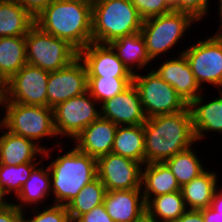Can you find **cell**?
Returning a JSON list of instances; mask_svg holds the SVG:
<instances>
[{"mask_svg": "<svg viewBox=\"0 0 222 222\" xmlns=\"http://www.w3.org/2000/svg\"><path fill=\"white\" fill-rule=\"evenodd\" d=\"M192 147L194 148V146H191L165 161L175 175L180 187L198 177L206 169Z\"/></svg>", "mask_w": 222, "mask_h": 222, "instance_id": "obj_30", "label": "cell"}, {"mask_svg": "<svg viewBox=\"0 0 222 222\" xmlns=\"http://www.w3.org/2000/svg\"><path fill=\"white\" fill-rule=\"evenodd\" d=\"M103 204L114 222H139L146 216L142 189L106 191Z\"/></svg>", "mask_w": 222, "mask_h": 222, "instance_id": "obj_17", "label": "cell"}, {"mask_svg": "<svg viewBox=\"0 0 222 222\" xmlns=\"http://www.w3.org/2000/svg\"><path fill=\"white\" fill-rule=\"evenodd\" d=\"M16 222H27L25 217L21 216Z\"/></svg>", "mask_w": 222, "mask_h": 222, "instance_id": "obj_46", "label": "cell"}, {"mask_svg": "<svg viewBox=\"0 0 222 222\" xmlns=\"http://www.w3.org/2000/svg\"><path fill=\"white\" fill-rule=\"evenodd\" d=\"M139 222H154L153 220L147 218L146 216Z\"/></svg>", "mask_w": 222, "mask_h": 222, "instance_id": "obj_44", "label": "cell"}, {"mask_svg": "<svg viewBox=\"0 0 222 222\" xmlns=\"http://www.w3.org/2000/svg\"><path fill=\"white\" fill-rule=\"evenodd\" d=\"M23 215V211L12 202L0 209V222H16Z\"/></svg>", "mask_w": 222, "mask_h": 222, "instance_id": "obj_38", "label": "cell"}, {"mask_svg": "<svg viewBox=\"0 0 222 222\" xmlns=\"http://www.w3.org/2000/svg\"><path fill=\"white\" fill-rule=\"evenodd\" d=\"M27 64L52 72L63 69L79 57V52L67 41L43 31L34 24L27 35Z\"/></svg>", "mask_w": 222, "mask_h": 222, "instance_id": "obj_7", "label": "cell"}, {"mask_svg": "<svg viewBox=\"0 0 222 222\" xmlns=\"http://www.w3.org/2000/svg\"><path fill=\"white\" fill-rule=\"evenodd\" d=\"M143 130L145 164L165 162L197 143L189 106L181 112L147 118Z\"/></svg>", "mask_w": 222, "mask_h": 222, "instance_id": "obj_1", "label": "cell"}, {"mask_svg": "<svg viewBox=\"0 0 222 222\" xmlns=\"http://www.w3.org/2000/svg\"><path fill=\"white\" fill-rule=\"evenodd\" d=\"M132 83L138 90L147 118L181 112L188 107L175 89L153 69L146 75L135 73Z\"/></svg>", "mask_w": 222, "mask_h": 222, "instance_id": "obj_8", "label": "cell"}, {"mask_svg": "<svg viewBox=\"0 0 222 222\" xmlns=\"http://www.w3.org/2000/svg\"><path fill=\"white\" fill-rule=\"evenodd\" d=\"M132 82L133 78L88 77V91L100 106L106 100L122 93Z\"/></svg>", "mask_w": 222, "mask_h": 222, "instance_id": "obj_32", "label": "cell"}, {"mask_svg": "<svg viewBox=\"0 0 222 222\" xmlns=\"http://www.w3.org/2000/svg\"><path fill=\"white\" fill-rule=\"evenodd\" d=\"M25 64V36L0 37V82L4 85Z\"/></svg>", "mask_w": 222, "mask_h": 222, "instance_id": "obj_27", "label": "cell"}, {"mask_svg": "<svg viewBox=\"0 0 222 222\" xmlns=\"http://www.w3.org/2000/svg\"><path fill=\"white\" fill-rule=\"evenodd\" d=\"M43 166V163L40 164V167L38 164V166L32 170L30 177L23 184L21 191L16 196L18 203L13 204L22 211H24L27 206L37 207V204L39 205L41 201L51 196L50 170L48 166L46 168H43Z\"/></svg>", "mask_w": 222, "mask_h": 222, "instance_id": "obj_25", "label": "cell"}, {"mask_svg": "<svg viewBox=\"0 0 222 222\" xmlns=\"http://www.w3.org/2000/svg\"><path fill=\"white\" fill-rule=\"evenodd\" d=\"M100 107L101 117L118 126L143 125L147 120L133 83L122 93L103 102Z\"/></svg>", "mask_w": 222, "mask_h": 222, "instance_id": "obj_14", "label": "cell"}, {"mask_svg": "<svg viewBox=\"0 0 222 222\" xmlns=\"http://www.w3.org/2000/svg\"><path fill=\"white\" fill-rule=\"evenodd\" d=\"M182 53L188 60L197 83H204L222 90V35L214 34L190 45Z\"/></svg>", "mask_w": 222, "mask_h": 222, "instance_id": "obj_9", "label": "cell"}, {"mask_svg": "<svg viewBox=\"0 0 222 222\" xmlns=\"http://www.w3.org/2000/svg\"><path fill=\"white\" fill-rule=\"evenodd\" d=\"M174 222H205L201 210L188 209Z\"/></svg>", "mask_w": 222, "mask_h": 222, "instance_id": "obj_39", "label": "cell"}, {"mask_svg": "<svg viewBox=\"0 0 222 222\" xmlns=\"http://www.w3.org/2000/svg\"><path fill=\"white\" fill-rule=\"evenodd\" d=\"M84 1H86L87 3H90L91 5H93L94 3L99 2L101 0H84Z\"/></svg>", "mask_w": 222, "mask_h": 222, "instance_id": "obj_45", "label": "cell"}, {"mask_svg": "<svg viewBox=\"0 0 222 222\" xmlns=\"http://www.w3.org/2000/svg\"><path fill=\"white\" fill-rule=\"evenodd\" d=\"M118 125L101 116L88 125L73 141L80 151L94 158L112 152Z\"/></svg>", "mask_w": 222, "mask_h": 222, "instance_id": "obj_18", "label": "cell"}, {"mask_svg": "<svg viewBox=\"0 0 222 222\" xmlns=\"http://www.w3.org/2000/svg\"><path fill=\"white\" fill-rule=\"evenodd\" d=\"M24 9L33 17L36 18L52 0H17Z\"/></svg>", "mask_w": 222, "mask_h": 222, "instance_id": "obj_37", "label": "cell"}, {"mask_svg": "<svg viewBox=\"0 0 222 222\" xmlns=\"http://www.w3.org/2000/svg\"><path fill=\"white\" fill-rule=\"evenodd\" d=\"M216 173L206 170L181 187L180 191L187 209L202 210L211 206L215 191L218 189Z\"/></svg>", "mask_w": 222, "mask_h": 222, "instance_id": "obj_23", "label": "cell"}, {"mask_svg": "<svg viewBox=\"0 0 222 222\" xmlns=\"http://www.w3.org/2000/svg\"><path fill=\"white\" fill-rule=\"evenodd\" d=\"M6 199L8 198L3 194L0 188V209L5 207L8 203H10V201Z\"/></svg>", "mask_w": 222, "mask_h": 222, "instance_id": "obj_43", "label": "cell"}, {"mask_svg": "<svg viewBox=\"0 0 222 222\" xmlns=\"http://www.w3.org/2000/svg\"><path fill=\"white\" fill-rule=\"evenodd\" d=\"M201 212L205 222H222V212L215 211L211 206Z\"/></svg>", "mask_w": 222, "mask_h": 222, "instance_id": "obj_40", "label": "cell"}, {"mask_svg": "<svg viewBox=\"0 0 222 222\" xmlns=\"http://www.w3.org/2000/svg\"><path fill=\"white\" fill-rule=\"evenodd\" d=\"M145 207L146 217L154 222H174L188 210L181 191L152 197Z\"/></svg>", "mask_w": 222, "mask_h": 222, "instance_id": "obj_28", "label": "cell"}, {"mask_svg": "<svg viewBox=\"0 0 222 222\" xmlns=\"http://www.w3.org/2000/svg\"><path fill=\"white\" fill-rule=\"evenodd\" d=\"M118 58L123 62L128 71L135 75L136 69L142 70L151 64L152 60L147 54L146 44L141 32L120 37L109 43Z\"/></svg>", "mask_w": 222, "mask_h": 222, "instance_id": "obj_22", "label": "cell"}, {"mask_svg": "<svg viewBox=\"0 0 222 222\" xmlns=\"http://www.w3.org/2000/svg\"><path fill=\"white\" fill-rule=\"evenodd\" d=\"M74 222H114L107 214L104 204L94 207L88 213L79 216Z\"/></svg>", "mask_w": 222, "mask_h": 222, "instance_id": "obj_36", "label": "cell"}, {"mask_svg": "<svg viewBox=\"0 0 222 222\" xmlns=\"http://www.w3.org/2000/svg\"><path fill=\"white\" fill-rule=\"evenodd\" d=\"M98 104L89 91L59 103L53 108L57 138L60 135L74 140L101 116V107Z\"/></svg>", "mask_w": 222, "mask_h": 222, "instance_id": "obj_10", "label": "cell"}, {"mask_svg": "<svg viewBox=\"0 0 222 222\" xmlns=\"http://www.w3.org/2000/svg\"><path fill=\"white\" fill-rule=\"evenodd\" d=\"M177 58H166L155 73L171 85L183 101L189 106L202 93V88L197 83L187 58L179 52Z\"/></svg>", "mask_w": 222, "mask_h": 222, "instance_id": "obj_15", "label": "cell"}, {"mask_svg": "<svg viewBox=\"0 0 222 222\" xmlns=\"http://www.w3.org/2000/svg\"><path fill=\"white\" fill-rule=\"evenodd\" d=\"M62 154V155H61ZM50 161L52 204L66 206L79 191L97 178V159L80 152L75 146Z\"/></svg>", "mask_w": 222, "mask_h": 222, "instance_id": "obj_3", "label": "cell"}, {"mask_svg": "<svg viewBox=\"0 0 222 222\" xmlns=\"http://www.w3.org/2000/svg\"><path fill=\"white\" fill-rule=\"evenodd\" d=\"M38 163L40 161L26 162L19 165H3L0 163V188L3 194L8 197L7 195L14 192L16 197Z\"/></svg>", "mask_w": 222, "mask_h": 222, "instance_id": "obj_31", "label": "cell"}, {"mask_svg": "<svg viewBox=\"0 0 222 222\" xmlns=\"http://www.w3.org/2000/svg\"><path fill=\"white\" fill-rule=\"evenodd\" d=\"M51 205L52 206H48V208L43 209L41 212L37 209V205V207L31 208L33 210L31 211V214H33L32 217H27L24 211L22 216L26 217L27 222H72L66 206L59 204Z\"/></svg>", "mask_w": 222, "mask_h": 222, "instance_id": "obj_33", "label": "cell"}, {"mask_svg": "<svg viewBox=\"0 0 222 222\" xmlns=\"http://www.w3.org/2000/svg\"><path fill=\"white\" fill-rule=\"evenodd\" d=\"M4 132L0 135V163L3 165H19L26 162H36L42 159H51L49 149L43 150L33 140L15 135L0 124V130ZM50 154V155H49Z\"/></svg>", "mask_w": 222, "mask_h": 222, "instance_id": "obj_19", "label": "cell"}, {"mask_svg": "<svg viewBox=\"0 0 222 222\" xmlns=\"http://www.w3.org/2000/svg\"><path fill=\"white\" fill-rule=\"evenodd\" d=\"M0 107L3 111L5 109L0 124L15 135L33 140L43 150H47V147L41 146L39 142L45 137L52 139L57 136L52 108L10 101H0Z\"/></svg>", "mask_w": 222, "mask_h": 222, "instance_id": "obj_5", "label": "cell"}, {"mask_svg": "<svg viewBox=\"0 0 222 222\" xmlns=\"http://www.w3.org/2000/svg\"><path fill=\"white\" fill-rule=\"evenodd\" d=\"M220 189V186L218 190L216 189L211 203V207L217 212H222V190Z\"/></svg>", "mask_w": 222, "mask_h": 222, "instance_id": "obj_41", "label": "cell"}, {"mask_svg": "<svg viewBox=\"0 0 222 222\" xmlns=\"http://www.w3.org/2000/svg\"><path fill=\"white\" fill-rule=\"evenodd\" d=\"M141 189L146 203L152 197L180 191L181 187L165 162H155L143 165Z\"/></svg>", "mask_w": 222, "mask_h": 222, "instance_id": "obj_21", "label": "cell"}, {"mask_svg": "<svg viewBox=\"0 0 222 222\" xmlns=\"http://www.w3.org/2000/svg\"><path fill=\"white\" fill-rule=\"evenodd\" d=\"M196 22L199 21L191 14L174 10L144 19L140 32L144 37L150 59L154 61L166 55L165 53L175 47L185 32Z\"/></svg>", "mask_w": 222, "mask_h": 222, "instance_id": "obj_6", "label": "cell"}, {"mask_svg": "<svg viewBox=\"0 0 222 222\" xmlns=\"http://www.w3.org/2000/svg\"><path fill=\"white\" fill-rule=\"evenodd\" d=\"M106 191L98 177L85 185L77 196L66 205L71 221L74 222L79 216L103 204Z\"/></svg>", "mask_w": 222, "mask_h": 222, "instance_id": "obj_29", "label": "cell"}, {"mask_svg": "<svg viewBox=\"0 0 222 222\" xmlns=\"http://www.w3.org/2000/svg\"><path fill=\"white\" fill-rule=\"evenodd\" d=\"M2 88H3V84H0V98H1V91H2ZM2 117V116H0Z\"/></svg>", "mask_w": 222, "mask_h": 222, "instance_id": "obj_47", "label": "cell"}, {"mask_svg": "<svg viewBox=\"0 0 222 222\" xmlns=\"http://www.w3.org/2000/svg\"><path fill=\"white\" fill-rule=\"evenodd\" d=\"M35 24L78 52L92 43V5L84 0H52Z\"/></svg>", "mask_w": 222, "mask_h": 222, "instance_id": "obj_2", "label": "cell"}, {"mask_svg": "<svg viewBox=\"0 0 222 222\" xmlns=\"http://www.w3.org/2000/svg\"><path fill=\"white\" fill-rule=\"evenodd\" d=\"M35 24L17 0L0 1V37L26 36Z\"/></svg>", "mask_w": 222, "mask_h": 222, "instance_id": "obj_24", "label": "cell"}, {"mask_svg": "<svg viewBox=\"0 0 222 222\" xmlns=\"http://www.w3.org/2000/svg\"><path fill=\"white\" fill-rule=\"evenodd\" d=\"M112 153L145 164V134L143 125L118 126Z\"/></svg>", "mask_w": 222, "mask_h": 222, "instance_id": "obj_26", "label": "cell"}, {"mask_svg": "<svg viewBox=\"0 0 222 222\" xmlns=\"http://www.w3.org/2000/svg\"><path fill=\"white\" fill-rule=\"evenodd\" d=\"M142 167L139 162L111 152L97 158V177L107 191L141 189Z\"/></svg>", "mask_w": 222, "mask_h": 222, "instance_id": "obj_12", "label": "cell"}, {"mask_svg": "<svg viewBox=\"0 0 222 222\" xmlns=\"http://www.w3.org/2000/svg\"><path fill=\"white\" fill-rule=\"evenodd\" d=\"M88 91V72L85 63L78 57L67 67L52 71L47 83V107L55 108L59 103Z\"/></svg>", "mask_w": 222, "mask_h": 222, "instance_id": "obj_13", "label": "cell"}, {"mask_svg": "<svg viewBox=\"0 0 222 222\" xmlns=\"http://www.w3.org/2000/svg\"><path fill=\"white\" fill-rule=\"evenodd\" d=\"M144 19L130 0H101L92 5V42L109 44L141 31Z\"/></svg>", "mask_w": 222, "mask_h": 222, "instance_id": "obj_4", "label": "cell"}, {"mask_svg": "<svg viewBox=\"0 0 222 222\" xmlns=\"http://www.w3.org/2000/svg\"><path fill=\"white\" fill-rule=\"evenodd\" d=\"M217 93L220 95L219 98H214L209 102L201 93L189 105L196 142L204 140L208 132L222 133V90H217Z\"/></svg>", "mask_w": 222, "mask_h": 222, "instance_id": "obj_20", "label": "cell"}, {"mask_svg": "<svg viewBox=\"0 0 222 222\" xmlns=\"http://www.w3.org/2000/svg\"><path fill=\"white\" fill-rule=\"evenodd\" d=\"M143 19L173 11L171 0H130Z\"/></svg>", "mask_w": 222, "mask_h": 222, "instance_id": "obj_34", "label": "cell"}, {"mask_svg": "<svg viewBox=\"0 0 222 222\" xmlns=\"http://www.w3.org/2000/svg\"><path fill=\"white\" fill-rule=\"evenodd\" d=\"M49 74V71L25 64L3 85L0 101L47 106Z\"/></svg>", "mask_w": 222, "mask_h": 222, "instance_id": "obj_11", "label": "cell"}, {"mask_svg": "<svg viewBox=\"0 0 222 222\" xmlns=\"http://www.w3.org/2000/svg\"><path fill=\"white\" fill-rule=\"evenodd\" d=\"M88 77L133 78L109 44L92 42L79 52Z\"/></svg>", "mask_w": 222, "mask_h": 222, "instance_id": "obj_16", "label": "cell"}, {"mask_svg": "<svg viewBox=\"0 0 222 222\" xmlns=\"http://www.w3.org/2000/svg\"><path fill=\"white\" fill-rule=\"evenodd\" d=\"M174 11L191 14L197 21L208 16L210 0H171Z\"/></svg>", "mask_w": 222, "mask_h": 222, "instance_id": "obj_35", "label": "cell"}, {"mask_svg": "<svg viewBox=\"0 0 222 222\" xmlns=\"http://www.w3.org/2000/svg\"><path fill=\"white\" fill-rule=\"evenodd\" d=\"M218 1H219V2H218V3H219V6H217V7H219V8H218V9H219V10H218V11H219L218 13H219V15H220V16H219V19H220L219 21H221V22H219V23H220V25H219V26H220V27H219L220 29H219L215 34L222 35V0H218Z\"/></svg>", "mask_w": 222, "mask_h": 222, "instance_id": "obj_42", "label": "cell"}]
</instances>
